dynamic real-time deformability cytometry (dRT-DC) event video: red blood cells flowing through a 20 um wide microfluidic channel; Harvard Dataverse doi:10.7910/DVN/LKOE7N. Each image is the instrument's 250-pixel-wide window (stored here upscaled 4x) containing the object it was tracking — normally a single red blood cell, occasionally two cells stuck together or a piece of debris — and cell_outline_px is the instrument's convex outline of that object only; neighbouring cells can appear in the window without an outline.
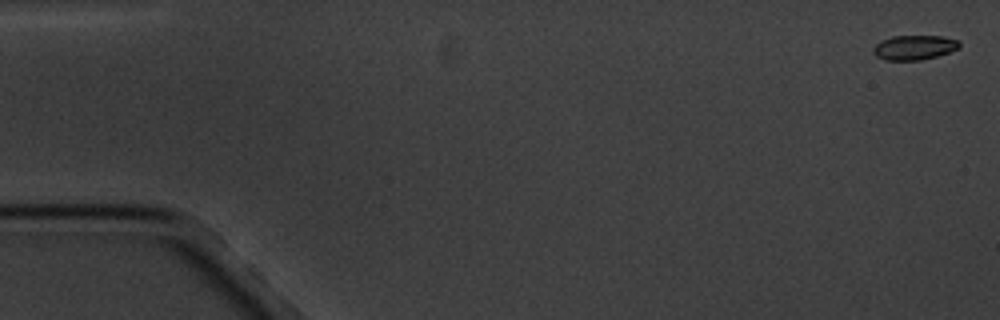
{"species": "common noctule bat (a hibernating species)", "species_latin": "Nyctalus noctula", "temperature_condition": "cold", "stored_images_in_passage": 5, "camera_frame_rate_fps": 3000, "um_per_image_px": 0.085, "animal": {"sex": "male", "body_mass_g": 20.1, "forearm_length_mm": 53.5}, "frame": {"image": 1, "passage_image": 1, "time_ms": 0.0, "image_size_px": [1000, 320], "cell_outline_px": [[960, 44], [956, 48], [948, 52], [936, 56], [920, 60], [888, 60], [876, 56], [872, 52], [872, 48], [880, 40], [892, 36], [944, 36], [960, 40]], "centroid_in_image_um": [77.68, 4.02], "position_along_channel_um": 7.3, "area_um2": 12.31}}
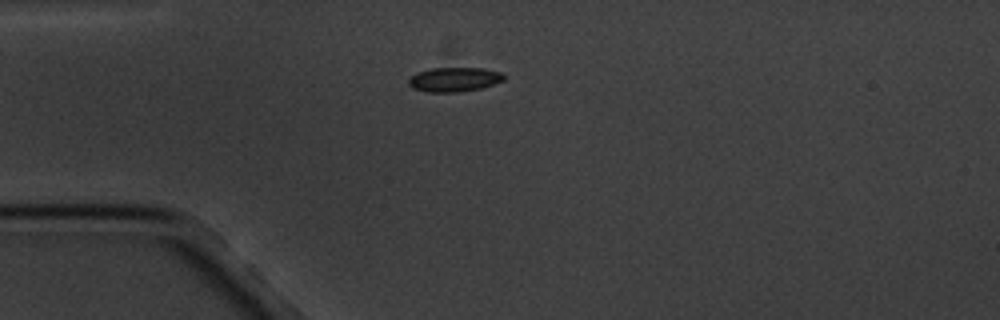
{"frame": {"image": 2, "passage_image": 5, "time_ms": 4.667, "image_size_px": [1000, 320], "cell_outline_px": [[504, 80], [480, 88], [456, 92], [428, 92], [412, 88], [408, 84], [408, 80], [416, 72], [432, 68], [484, 68], [500, 72], [504, 76]], "centroid_in_image_um": [38.57, 6.75], "position_along_channel_um": 46.4, "area_um2": 13.41}}